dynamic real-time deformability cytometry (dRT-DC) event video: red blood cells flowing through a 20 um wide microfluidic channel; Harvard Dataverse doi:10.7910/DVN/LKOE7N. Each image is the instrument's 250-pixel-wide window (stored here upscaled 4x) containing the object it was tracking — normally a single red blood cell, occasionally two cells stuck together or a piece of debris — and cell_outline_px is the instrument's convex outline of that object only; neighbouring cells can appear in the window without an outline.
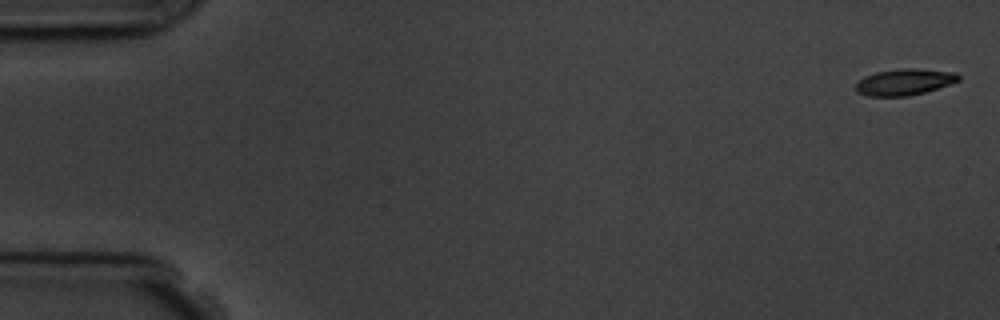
{"species": "common noctule bat (a hibernating species)", "species_latin": "Nyctalus noctula", "temperature_condition": "room temperature", "stored_images_in_passage": 8, "camera_frame_rate_fps": 3000, "um_per_image_px": 0.085, "animal": {"sex": "male", "body_mass_g": 19.5, "forearm_length_mm": 54.6}, "frame": {"image": 1, "passage_image": 1, "time_ms": 0.0, "image_size_px": [1000, 320], "cell_outline_px": [[960, 80], [924, 92], [908, 96], [868, 96], [856, 92], [856, 84], [864, 76], [876, 72], [904, 68], [916, 68], [956, 72], [960, 76]], "centroid_in_image_um": [76.87, 6.96], "position_along_channel_um": 8.1, "area_um2": 15.66}}